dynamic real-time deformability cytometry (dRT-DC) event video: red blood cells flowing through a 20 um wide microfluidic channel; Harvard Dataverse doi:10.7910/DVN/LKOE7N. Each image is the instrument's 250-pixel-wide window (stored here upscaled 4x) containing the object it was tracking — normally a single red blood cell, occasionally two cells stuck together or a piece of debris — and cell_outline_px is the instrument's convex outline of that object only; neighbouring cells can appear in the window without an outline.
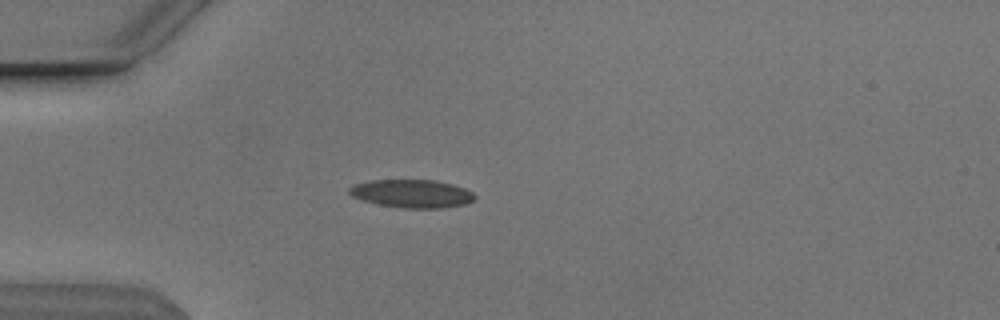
{"species": "Egyptian fruit bat (a non-hibernating species)", "species_latin": "Rousettus aegyptiacus", "temperature_condition": "cold", "stored_images_in_passage": 39, "camera_frame_rate_fps": 3000, "um_per_image_px": 0.085, "animal": {"sex": "male"}, "frame": {"image": 1, "passage_image": 1, "time_ms": 0.0, "image_size_px": [1000, 320], "cell_outline_px": [[476, 200], [468, 204], [444, 208], [400, 208], [380, 204], [364, 200], [352, 196], [348, 192], [348, 188], [356, 184], [372, 180], [436, 180], [452, 184], [464, 188], [472, 192], [476, 196]], "centroid_in_image_um": [35.07, 16.46], "position_along_channel_um": 49.9, "area_um2": 20.63}}
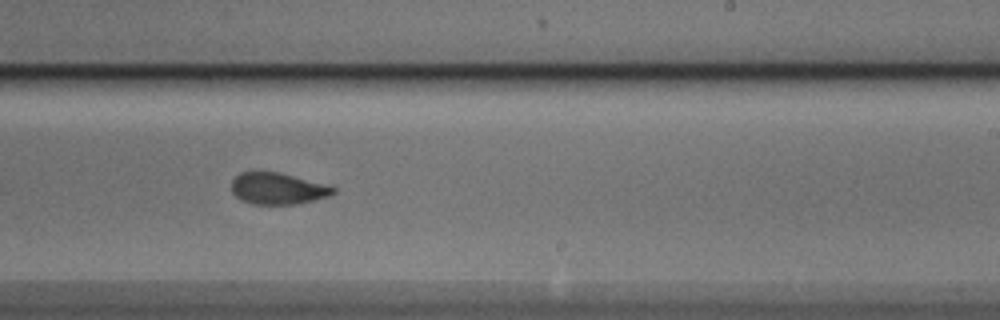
{"frame": {"image": 2, "passage_image": 19, "time_ms": 6.0, "image_size_px": [1000, 320], "cell_outline_px": [[336, 192], [328, 196], [296, 204], [252, 204], [240, 200], [232, 192], [232, 180], [240, 172], [280, 172], [336, 188]], "centroid_in_image_um": [23.56, 16.03], "position_along_channel_um": 265.4, "area_um2": 18.44}}
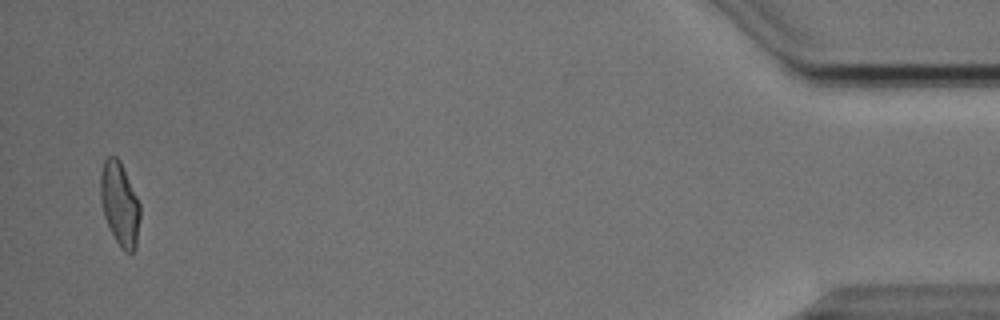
{"frame": {"image": 3, "passage_image": 38, "time_ms": 12.333, "image_size_px": [1000, 320], "cell_outline_px": [[140, 216], [136, 248], [132, 252], [128, 252], [120, 248], [104, 216], [100, 200], [100, 172], [104, 160], [108, 156], [116, 156], [120, 160], [140, 204]], "centroid_in_image_um": [10.17, 17.31], "position_along_channel_um": 425.0, "area_um2": 19.25}, "authors_computed_cell_mechanics": {"area_um2": 19.5364, "velocity_mm_per_s": 3.837, "shape_relaxation_time_tau1_ms": 3.9872, "shape_relaxation_time_tau2_ms": 1.2269, "deformation_change_tau1": 0.1321, "deformation_change_tau2": 0.0689}}